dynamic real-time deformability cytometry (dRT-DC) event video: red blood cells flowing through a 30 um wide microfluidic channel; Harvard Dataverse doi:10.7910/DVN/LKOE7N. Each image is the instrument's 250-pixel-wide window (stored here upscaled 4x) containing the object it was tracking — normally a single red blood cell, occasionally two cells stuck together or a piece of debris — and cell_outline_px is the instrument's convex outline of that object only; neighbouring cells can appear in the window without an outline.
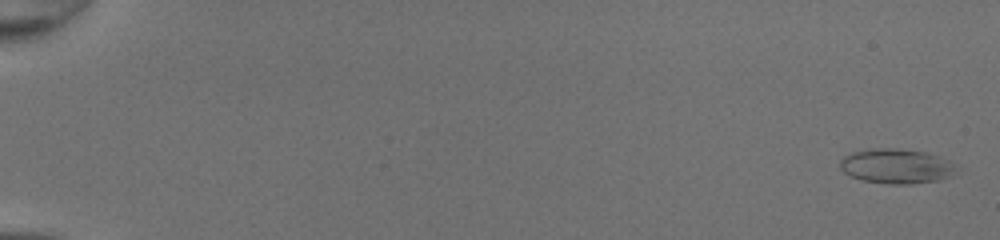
{"species": "common noctule bat (a hibernating species)", "species_latin": "Nyctalus noctula", "temperature_condition": "room temperature", "stored_images_in_passage": 51, "camera_frame_rate_fps": 3000, "um_per_image_px": 0.085, "animal": {"sex": "female", "body_mass_g": 20.0, "forearm_length_mm": 54.0}, "frame": {"image": 1, "passage_image": 2, "time_ms": 0.333, "image_size_px": [1000, 240], "cell_outline_px": [[952, 168], [948, 176], [940, 180], [912, 184], [888, 184], [860, 180], [844, 172], [840, 168], [840, 160], [844, 156], [852, 152], [868, 148], [896, 148], [924, 152], [948, 160], [952, 164]], "centroid_in_image_um": [76.08, 14.12], "position_along_channel_um": 8.9, "area_um2": 23.24}}
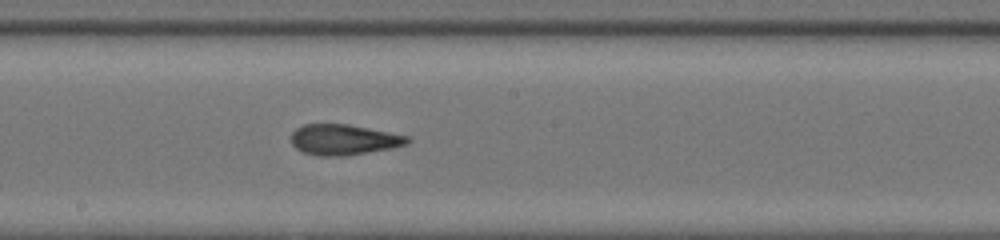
{"frame": {"image": 2, "passage_image": 31, "time_ms": 10.0, "image_size_px": [1000, 240], "cell_outline_px": [[412, 140], [408, 144], [392, 148], [344, 156], [320, 156], [304, 152], [296, 148], [292, 144], [292, 132], [296, 128], [304, 124], [348, 124], [408, 136]], "centroid_in_image_um": [29.22, 11.87], "position_along_channel_um": 219.0, "area_um2": 20.63}}
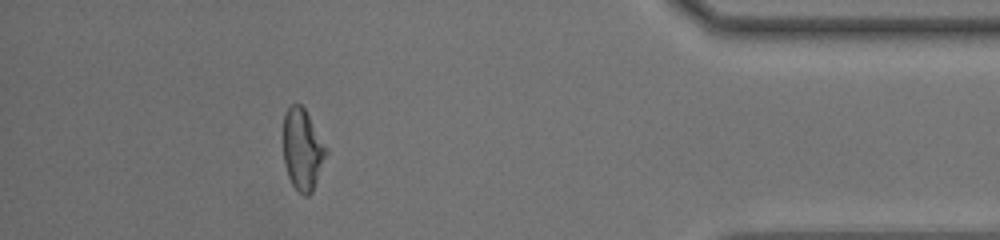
{"frame": {"image": 3, "passage_image": 47, "time_ms": 15.333, "image_size_px": [1000, 240], "cell_outline_px": [[328, 152], [312, 192], [308, 196], [304, 196], [292, 184], [288, 176], [284, 164], [284, 116], [288, 108], [292, 104], [300, 104], [304, 108], [328, 148]], "centroid_in_image_um": [25.73, 12.71], "position_along_channel_um": 409.5, "area_um2": 20.17}, "authors_computed_cell_mechanics": {"area_um2": 21.5016, "velocity_mm_per_s": 4.2755, "shape_relaxation_time_tau1_ms": 7.4045, "shape_relaxation_time_tau2_ms": 1.7626, "deformation_change_tau1": 0.2103, "deformation_change_tau2": 0.0946}}